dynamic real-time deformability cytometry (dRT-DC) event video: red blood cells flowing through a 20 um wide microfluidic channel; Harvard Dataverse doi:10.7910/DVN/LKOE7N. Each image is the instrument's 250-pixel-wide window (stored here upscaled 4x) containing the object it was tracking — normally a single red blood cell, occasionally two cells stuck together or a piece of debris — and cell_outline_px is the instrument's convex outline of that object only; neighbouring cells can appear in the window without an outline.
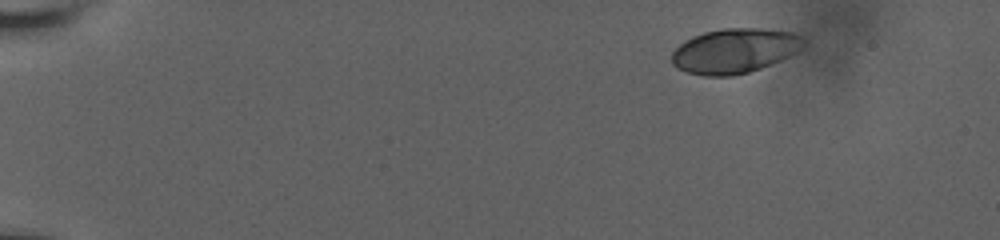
{"species": "human", "species_latin": "Homo sapiens", "temperature_condition": "room temperature", "stored_images_in_passage": 50, "camera_frame_rate_fps": 3000, "um_per_image_px": 0.085, "donor": {"sex": "male"}, "frame": {"image": 1, "passage_image": 1, "time_ms": 0.0, "image_size_px": [1000, 240], "cell_outline_px": [[804, 44], [788, 56], [780, 60], [760, 68], [748, 72], [732, 76], [704, 76], [688, 72], [676, 68], [672, 64], [672, 52], [680, 44], [692, 36], [704, 32], [720, 28], [760, 28], [792, 32], [800, 36], [804, 40]], "centroid_in_image_um": [62.39, 4.31], "position_along_channel_um": 22.6, "area_um2": 34.16}}
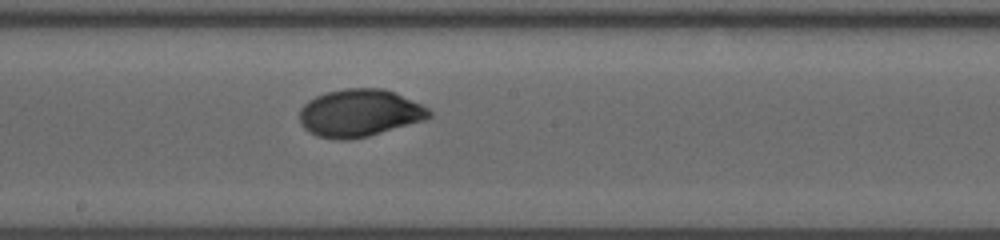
{"frame": {"image": 2, "passage_image": 27, "time_ms": 8.667, "image_size_px": [1000, 240], "cell_outline_px": [[432, 116], [424, 120], [368, 136], [348, 140], [336, 140], [316, 136], [308, 132], [300, 124], [300, 108], [308, 100], [316, 96], [328, 92], [344, 88], [384, 88], [420, 104], [428, 108], [432, 112]], "centroid_in_image_um": [30.52, 9.62], "position_along_channel_um": 217.7, "area_um2": 35.84}}
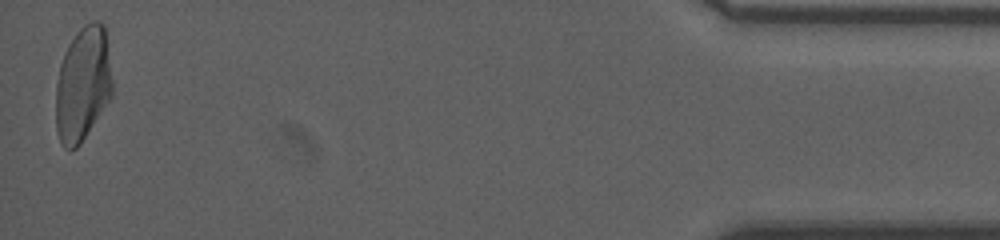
{"frame": {"image": 3, "passage_image": 50, "time_ms": 16.333, "image_size_px": [1000, 240], "cell_outline_px": [[112, 96], [80, 144], [76, 148], [64, 148], [60, 140], [56, 128], [56, 84], [60, 64], [68, 44], [76, 32], [84, 24], [92, 20], [100, 20], [104, 24], [112, 80]], "centroid_in_image_um": [7.04, 7.12], "position_along_channel_um": 428.2, "area_um2": 37.69}, "authors_computed_cell_mechanics": {"area_um2": 35.1135, "velocity_mm_per_s": 3.7796, "shape_relaxation_time_tau1_ms": 3.5139, "shape_relaxation_time_tau2_ms": null, "deformation_change_tau1": 0.1501, "deformation_change_tau2": null}}